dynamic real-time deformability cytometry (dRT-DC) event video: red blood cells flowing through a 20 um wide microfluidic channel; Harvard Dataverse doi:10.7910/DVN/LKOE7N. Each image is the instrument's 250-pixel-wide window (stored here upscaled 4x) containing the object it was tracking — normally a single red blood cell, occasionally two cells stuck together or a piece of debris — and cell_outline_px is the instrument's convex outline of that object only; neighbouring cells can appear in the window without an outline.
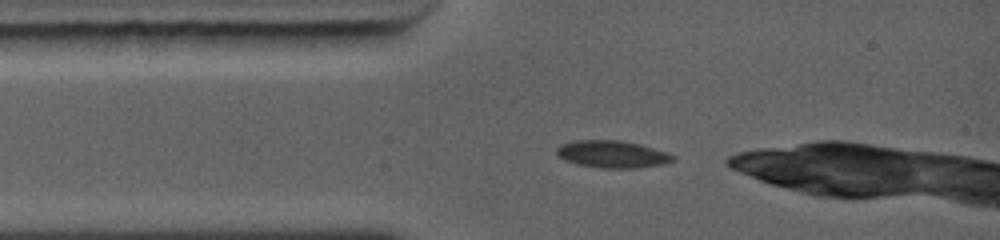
{"species": "common noctule bat (a hibernating species)", "species_latin": "Nyctalus noctula", "temperature_condition": "warm", "stored_images_in_passage": 5, "camera_frame_rate_fps": 5000, "um_per_image_px": 0.085, "animal": {"sex": "female", "body_mass_g": 19.0, "forearm_length_mm": 56.7}, "frame": {"image": 1, "passage_image": 1, "time_ms": 0.0, "image_size_px": [1000, 240], "cell_outline_px": [[676, 160], [664, 164], [640, 168], [600, 168], [576, 164], [564, 160], [556, 152], [556, 148], [560, 144], [572, 140], [620, 140], [640, 144], [668, 152], [676, 156]], "centroid_in_image_um": [52.07, 13.11], "position_along_channel_um": 32.9, "area_um2": 18.79}}
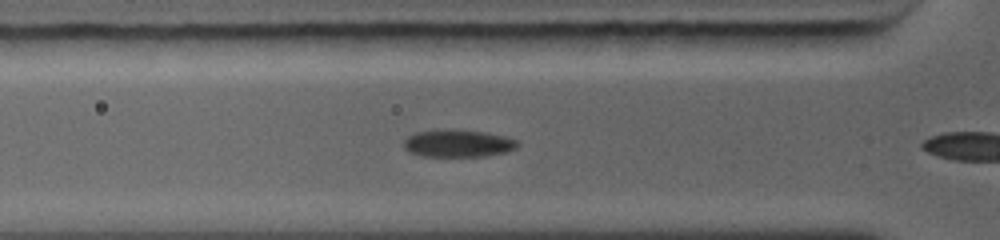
{"frame": {"image": 2, "passage_image": 4, "time_ms": 1.4, "image_size_px": [1000, 240], "cell_outline_px": [[520, 144], [516, 148], [508, 152], [484, 156], [420, 156], [408, 152], [404, 148], [404, 140], [408, 136], [416, 132], [436, 128], [488, 132], [504, 136], [516, 140]], "centroid_in_image_um": [38.91, 12.17], "position_along_channel_um": 86.9, "area_um2": 18.5}}